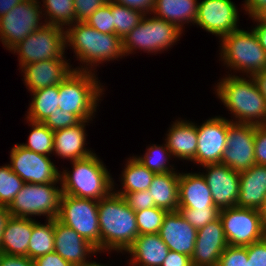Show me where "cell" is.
<instances>
[{"mask_svg":"<svg viewBox=\"0 0 266 266\" xmlns=\"http://www.w3.org/2000/svg\"><path fill=\"white\" fill-rule=\"evenodd\" d=\"M146 150L143 156L136 155L134 157L150 171L156 174L176 172L173 165L169 164V159L172 157V154L166 143L163 145H150Z\"/></svg>","mask_w":266,"mask_h":266,"instance_id":"obj_36","label":"cell"},{"mask_svg":"<svg viewBox=\"0 0 266 266\" xmlns=\"http://www.w3.org/2000/svg\"><path fill=\"white\" fill-rule=\"evenodd\" d=\"M31 93L32 101L26 119L43 123L58 108L59 86H49Z\"/></svg>","mask_w":266,"mask_h":266,"instance_id":"obj_31","label":"cell"},{"mask_svg":"<svg viewBox=\"0 0 266 266\" xmlns=\"http://www.w3.org/2000/svg\"><path fill=\"white\" fill-rule=\"evenodd\" d=\"M100 253L126 252L139 236L135 211L113 191L98 201Z\"/></svg>","mask_w":266,"mask_h":266,"instance_id":"obj_1","label":"cell"},{"mask_svg":"<svg viewBox=\"0 0 266 266\" xmlns=\"http://www.w3.org/2000/svg\"><path fill=\"white\" fill-rule=\"evenodd\" d=\"M54 244V219H46L45 224L36 222L28 245V258L34 260L54 252Z\"/></svg>","mask_w":266,"mask_h":266,"instance_id":"obj_32","label":"cell"},{"mask_svg":"<svg viewBox=\"0 0 266 266\" xmlns=\"http://www.w3.org/2000/svg\"><path fill=\"white\" fill-rule=\"evenodd\" d=\"M179 172L155 174L148 190L156 207L177 211L179 207Z\"/></svg>","mask_w":266,"mask_h":266,"instance_id":"obj_28","label":"cell"},{"mask_svg":"<svg viewBox=\"0 0 266 266\" xmlns=\"http://www.w3.org/2000/svg\"><path fill=\"white\" fill-rule=\"evenodd\" d=\"M41 7H44L42 12L45 13L42 14L46 24L64 28V26L69 27L76 23L74 0H43Z\"/></svg>","mask_w":266,"mask_h":266,"instance_id":"obj_33","label":"cell"},{"mask_svg":"<svg viewBox=\"0 0 266 266\" xmlns=\"http://www.w3.org/2000/svg\"><path fill=\"white\" fill-rule=\"evenodd\" d=\"M254 22H258L253 31L258 38L261 47L266 51V22L262 21L257 15L251 17Z\"/></svg>","mask_w":266,"mask_h":266,"instance_id":"obj_51","label":"cell"},{"mask_svg":"<svg viewBox=\"0 0 266 266\" xmlns=\"http://www.w3.org/2000/svg\"><path fill=\"white\" fill-rule=\"evenodd\" d=\"M165 142L174 158L193 161L197 150L196 123L187 120H176L171 124Z\"/></svg>","mask_w":266,"mask_h":266,"instance_id":"obj_25","label":"cell"},{"mask_svg":"<svg viewBox=\"0 0 266 266\" xmlns=\"http://www.w3.org/2000/svg\"><path fill=\"white\" fill-rule=\"evenodd\" d=\"M178 208H217L201 172L180 173Z\"/></svg>","mask_w":266,"mask_h":266,"instance_id":"obj_24","label":"cell"},{"mask_svg":"<svg viewBox=\"0 0 266 266\" xmlns=\"http://www.w3.org/2000/svg\"><path fill=\"white\" fill-rule=\"evenodd\" d=\"M65 30L66 45H68L66 47H72L77 57L76 60L83 65L74 68L75 70L95 73L94 67L99 64L125 57L122 39L114 33L104 34L85 22H76L65 27Z\"/></svg>","mask_w":266,"mask_h":266,"instance_id":"obj_2","label":"cell"},{"mask_svg":"<svg viewBox=\"0 0 266 266\" xmlns=\"http://www.w3.org/2000/svg\"><path fill=\"white\" fill-rule=\"evenodd\" d=\"M205 178L211 191L214 205L219 209L237 206L240 190V174L222 163L206 164Z\"/></svg>","mask_w":266,"mask_h":266,"instance_id":"obj_17","label":"cell"},{"mask_svg":"<svg viewBox=\"0 0 266 266\" xmlns=\"http://www.w3.org/2000/svg\"><path fill=\"white\" fill-rule=\"evenodd\" d=\"M217 266H249L246 247L228 245L221 254Z\"/></svg>","mask_w":266,"mask_h":266,"instance_id":"obj_41","label":"cell"},{"mask_svg":"<svg viewBox=\"0 0 266 266\" xmlns=\"http://www.w3.org/2000/svg\"><path fill=\"white\" fill-rule=\"evenodd\" d=\"M255 125L227 120L226 149L221 163L237 172L248 170L255 164Z\"/></svg>","mask_w":266,"mask_h":266,"instance_id":"obj_14","label":"cell"},{"mask_svg":"<svg viewBox=\"0 0 266 266\" xmlns=\"http://www.w3.org/2000/svg\"><path fill=\"white\" fill-rule=\"evenodd\" d=\"M117 4L131 9L142 11L144 14H151L155 5V0H111Z\"/></svg>","mask_w":266,"mask_h":266,"instance_id":"obj_48","label":"cell"},{"mask_svg":"<svg viewBox=\"0 0 266 266\" xmlns=\"http://www.w3.org/2000/svg\"><path fill=\"white\" fill-rule=\"evenodd\" d=\"M56 219L74 229L100 252L98 201L62 193Z\"/></svg>","mask_w":266,"mask_h":266,"instance_id":"obj_10","label":"cell"},{"mask_svg":"<svg viewBox=\"0 0 266 266\" xmlns=\"http://www.w3.org/2000/svg\"><path fill=\"white\" fill-rule=\"evenodd\" d=\"M266 7V0H245L243 9L249 18L257 15L262 9Z\"/></svg>","mask_w":266,"mask_h":266,"instance_id":"obj_52","label":"cell"},{"mask_svg":"<svg viewBox=\"0 0 266 266\" xmlns=\"http://www.w3.org/2000/svg\"><path fill=\"white\" fill-rule=\"evenodd\" d=\"M66 30L52 24H44L10 51L18 55L20 70L24 65L35 62L66 58Z\"/></svg>","mask_w":266,"mask_h":266,"instance_id":"obj_8","label":"cell"},{"mask_svg":"<svg viewBox=\"0 0 266 266\" xmlns=\"http://www.w3.org/2000/svg\"><path fill=\"white\" fill-rule=\"evenodd\" d=\"M84 266H108V265H104V264H101V263H96L94 261H91V262H88L87 264H85Z\"/></svg>","mask_w":266,"mask_h":266,"instance_id":"obj_58","label":"cell"},{"mask_svg":"<svg viewBox=\"0 0 266 266\" xmlns=\"http://www.w3.org/2000/svg\"><path fill=\"white\" fill-rule=\"evenodd\" d=\"M252 77L255 80L258 89L260 90V92L262 93L263 97L266 100V70L256 73Z\"/></svg>","mask_w":266,"mask_h":266,"instance_id":"obj_54","label":"cell"},{"mask_svg":"<svg viewBox=\"0 0 266 266\" xmlns=\"http://www.w3.org/2000/svg\"><path fill=\"white\" fill-rule=\"evenodd\" d=\"M11 217L8 207L0 205V251L2 244V235L8 219Z\"/></svg>","mask_w":266,"mask_h":266,"instance_id":"obj_53","label":"cell"},{"mask_svg":"<svg viewBox=\"0 0 266 266\" xmlns=\"http://www.w3.org/2000/svg\"><path fill=\"white\" fill-rule=\"evenodd\" d=\"M219 218L228 245L246 247L265 237L259 210L234 206L220 210Z\"/></svg>","mask_w":266,"mask_h":266,"instance_id":"obj_12","label":"cell"},{"mask_svg":"<svg viewBox=\"0 0 266 266\" xmlns=\"http://www.w3.org/2000/svg\"><path fill=\"white\" fill-rule=\"evenodd\" d=\"M108 0H74L76 22H85L99 7Z\"/></svg>","mask_w":266,"mask_h":266,"instance_id":"obj_44","label":"cell"},{"mask_svg":"<svg viewBox=\"0 0 266 266\" xmlns=\"http://www.w3.org/2000/svg\"><path fill=\"white\" fill-rule=\"evenodd\" d=\"M197 0H155L151 14L176 24L182 31L184 24L195 25L198 11Z\"/></svg>","mask_w":266,"mask_h":266,"instance_id":"obj_29","label":"cell"},{"mask_svg":"<svg viewBox=\"0 0 266 266\" xmlns=\"http://www.w3.org/2000/svg\"><path fill=\"white\" fill-rule=\"evenodd\" d=\"M113 15L111 13V0L98 8L85 23L104 34L113 33Z\"/></svg>","mask_w":266,"mask_h":266,"instance_id":"obj_40","label":"cell"},{"mask_svg":"<svg viewBox=\"0 0 266 266\" xmlns=\"http://www.w3.org/2000/svg\"><path fill=\"white\" fill-rule=\"evenodd\" d=\"M94 72L73 70L59 84L58 107L80 121L93 120L104 88Z\"/></svg>","mask_w":266,"mask_h":266,"instance_id":"obj_5","label":"cell"},{"mask_svg":"<svg viewBox=\"0 0 266 266\" xmlns=\"http://www.w3.org/2000/svg\"><path fill=\"white\" fill-rule=\"evenodd\" d=\"M248 78L231 73L217 82L215 94L235 117L232 122L265 125L266 100L253 77Z\"/></svg>","mask_w":266,"mask_h":266,"instance_id":"obj_3","label":"cell"},{"mask_svg":"<svg viewBox=\"0 0 266 266\" xmlns=\"http://www.w3.org/2000/svg\"><path fill=\"white\" fill-rule=\"evenodd\" d=\"M34 266H72L55 251L46 255L37 257L33 260Z\"/></svg>","mask_w":266,"mask_h":266,"instance_id":"obj_47","label":"cell"},{"mask_svg":"<svg viewBox=\"0 0 266 266\" xmlns=\"http://www.w3.org/2000/svg\"><path fill=\"white\" fill-rule=\"evenodd\" d=\"M161 266H193L191 257L169 250L168 255Z\"/></svg>","mask_w":266,"mask_h":266,"instance_id":"obj_49","label":"cell"},{"mask_svg":"<svg viewBox=\"0 0 266 266\" xmlns=\"http://www.w3.org/2000/svg\"><path fill=\"white\" fill-rule=\"evenodd\" d=\"M255 164L266 166V124L255 125Z\"/></svg>","mask_w":266,"mask_h":266,"instance_id":"obj_45","label":"cell"},{"mask_svg":"<svg viewBox=\"0 0 266 266\" xmlns=\"http://www.w3.org/2000/svg\"><path fill=\"white\" fill-rule=\"evenodd\" d=\"M197 150L195 163L198 165L221 163L226 149L227 119L216 116L207 119L203 124H196Z\"/></svg>","mask_w":266,"mask_h":266,"instance_id":"obj_16","label":"cell"},{"mask_svg":"<svg viewBox=\"0 0 266 266\" xmlns=\"http://www.w3.org/2000/svg\"><path fill=\"white\" fill-rule=\"evenodd\" d=\"M123 197L128 206L135 212L155 207L154 200L151 199L150 191L148 189L145 191L125 193Z\"/></svg>","mask_w":266,"mask_h":266,"instance_id":"obj_43","label":"cell"},{"mask_svg":"<svg viewBox=\"0 0 266 266\" xmlns=\"http://www.w3.org/2000/svg\"><path fill=\"white\" fill-rule=\"evenodd\" d=\"M40 4L39 0H25L0 17V39L7 50L45 24Z\"/></svg>","mask_w":266,"mask_h":266,"instance_id":"obj_11","label":"cell"},{"mask_svg":"<svg viewBox=\"0 0 266 266\" xmlns=\"http://www.w3.org/2000/svg\"><path fill=\"white\" fill-rule=\"evenodd\" d=\"M146 14L141 22L122 38L125 56L134 50L162 53L179 41L183 31L174 23Z\"/></svg>","mask_w":266,"mask_h":266,"instance_id":"obj_7","label":"cell"},{"mask_svg":"<svg viewBox=\"0 0 266 266\" xmlns=\"http://www.w3.org/2000/svg\"><path fill=\"white\" fill-rule=\"evenodd\" d=\"M36 222L33 218L11 216L4 228L0 253L28 257V245Z\"/></svg>","mask_w":266,"mask_h":266,"instance_id":"obj_27","label":"cell"},{"mask_svg":"<svg viewBox=\"0 0 266 266\" xmlns=\"http://www.w3.org/2000/svg\"><path fill=\"white\" fill-rule=\"evenodd\" d=\"M238 9L231 0L198 2L195 24L220 39L238 28Z\"/></svg>","mask_w":266,"mask_h":266,"instance_id":"obj_15","label":"cell"},{"mask_svg":"<svg viewBox=\"0 0 266 266\" xmlns=\"http://www.w3.org/2000/svg\"><path fill=\"white\" fill-rule=\"evenodd\" d=\"M167 210L152 207L135 212L139 235L156 234L159 232Z\"/></svg>","mask_w":266,"mask_h":266,"instance_id":"obj_38","label":"cell"},{"mask_svg":"<svg viewBox=\"0 0 266 266\" xmlns=\"http://www.w3.org/2000/svg\"><path fill=\"white\" fill-rule=\"evenodd\" d=\"M25 182L14 173L9 164L0 166V205L9 207Z\"/></svg>","mask_w":266,"mask_h":266,"instance_id":"obj_37","label":"cell"},{"mask_svg":"<svg viewBox=\"0 0 266 266\" xmlns=\"http://www.w3.org/2000/svg\"><path fill=\"white\" fill-rule=\"evenodd\" d=\"M0 266H34L27 256H15L0 253Z\"/></svg>","mask_w":266,"mask_h":266,"instance_id":"obj_50","label":"cell"},{"mask_svg":"<svg viewBox=\"0 0 266 266\" xmlns=\"http://www.w3.org/2000/svg\"><path fill=\"white\" fill-rule=\"evenodd\" d=\"M121 173V190L114 191L115 182L113 180V192L120 196L125 193L147 190L156 174L140 163L134 156L128 158Z\"/></svg>","mask_w":266,"mask_h":266,"instance_id":"obj_30","label":"cell"},{"mask_svg":"<svg viewBox=\"0 0 266 266\" xmlns=\"http://www.w3.org/2000/svg\"><path fill=\"white\" fill-rule=\"evenodd\" d=\"M168 252L158 233L139 235L126 250L131 255L129 265L132 266H161Z\"/></svg>","mask_w":266,"mask_h":266,"instance_id":"obj_26","label":"cell"},{"mask_svg":"<svg viewBox=\"0 0 266 266\" xmlns=\"http://www.w3.org/2000/svg\"><path fill=\"white\" fill-rule=\"evenodd\" d=\"M237 29L219 39L220 58L226 67L246 73V77L266 70V51L255 32Z\"/></svg>","mask_w":266,"mask_h":266,"instance_id":"obj_6","label":"cell"},{"mask_svg":"<svg viewBox=\"0 0 266 266\" xmlns=\"http://www.w3.org/2000/svg\"><path fill=\"white\" fill-rule=\"evenodd\" d=\"M113 33L119 38L125 37L146 15L142 11L131 9L111 1Z\"/></svg>","mask_w":266,"mask_h":266,"instance_id":"obj_34","label":"cell"},{"mask_svg":"<svg viewBox=\"0 0 266 266\" xmlns=\"http://www.w3.org/2000/svg\"><path fill=\"white\" fill-rule=\"evenodd\" d=\"M10 168L25 183H61L60 172L49 156L38 154L20 144L10 151Z\"/></svg>","mask_w":266,"mask_h":266,"instance_id":"obj_13","label":"cell"},{"mask_svg":"<svg viewBox=\"0 0 266 266\" xmlns=\"http://www.w3.org/2000/svg\"><path fill=\"white\" fill-rule=\"evenodd\" d=\"M259 213H260V217H261V221H262V226H263L264 232L266 234V197L263 201L262 206L259 208Z\"/></svg>","mask_w":266,"mask_h":266,"instance_id":"obj_56","label":"cell"},{"mask_svg":"<svg viewBox=\"0 0 266 266\" xmlns=\"http://www.w3.org/2000/svg\"><path fill=\"white\" fill-rule=\"evenodd\" d=\"M239 174L240 190L237 207L259 210L266 197V166L254 164Z\"/></svg>","mask_w":266,"mask_h":266,"instance_id":"obj_23","label":"cell"},{"mask_svg":"<svg viewBox=\"0 0 266 266\" xmlns=\"http://www.w3.org/2000/svg\"><path fill=\"white\" fill-rule=\"evenodd\" d=\"M65 58L50 59L24 65L23 81L28 91L59 86V84L74 70ZM72 67V68H71Z\"/></svg>","mask_w":266,"mask_h":266,"instance_id":"obj_20","label":"cell"},{"mask_svg":"<svg viewBox=\"0 0 266 266\" xmlns=\"http://www.w3.org/2000/svg\"><path fill=\"white\" fill-rule=\"evenodd\" d=\"M227 246L222 222L218 217L197 230L195 248L191 256L192 265L217 266Z\"/></svg>","mask_w":266,"mask_h":266,"instance_id":"obj_18","label":"cell"},{"mask_svg":"<svg viewBox=\"0 0 266 266\" xmlns=\"http://www.w3.org/2000/svg\"><path fill=\"white\" fill-rule=\"evenodd\" d=\"M57 184L25 183L8 207L11 216L31 218L43 215L46 219H56L62 194Z\"/></svg>","mask_w":266,"mask_h":266,"instance_id":"obj_9","label":"cell"},{"mask_svg":"<svg viewBox=\"0 0 266 266\" xmlns=\"http://www.w3.org/2000/svg\"><path fill=\"white\" fill-rule=\"evenodd\" d=\"M169 250L192 256L197 230L177 211H168L158 232Z\"/></svg>","mask_w":266,"mask_h":266,"instance_id":"obj_21","label":"cell"},{"mask_svg":"<svg viewBox=\"0 0 266 266\" xmlns=\"http://www.w3.org/2000/svg\"><path fill=\"white\" fill-rule=\"evenodd\" d=\"M26 121L27 123L29 122L32 130L30 131L28 142L20 145L38 154L50 156L53 153L54 132L42 122H34L27 119Z\"/></svg>","mask_w":266,"mask_h":266,"instance_id":"obj_35","label":"cell"},{"mask_svg":"<svg viewBox=\"0 0 266 266\" xmlns=\"http://www.w3.org/2000/svg\"><path fill=\"white\" fill-rule=\"evenodd\" d=\"M257 16L262 20L266 22V7L262 9Z\"/></svg>","mask_w":266,"mask_h":266,"instance_id":"obj_57","label":"cell"},{"mask_svg":"<svg viewBox=\"0 0 266 266\" xmlns=\"http://www.w3.org/2000/svg\"><path fill=\"white\" fill-rule=\"evenodd\" d=\"M184 219L196 230L207 225L219 217L218 208H178Z\"/></svg>","mask_w":266,"mask_h":266,"instance_id":"obj_39","label":"cell"},{"mask_svg":"<svg viewBox=\"0 0 266 266\" xmlns=\"http://www.w3.org/2000/svg\"><path fill=\"white\" fill-rule=\"evenodd\" d=\"M54 241V251L72 266H84L91 255L99 253L94 245L57 219H54Z\"/></svg>","mask_w":266,"mask_h":266,"instance_id":"obj_19","label":"cell"},{"mask_svg":"<svg viewBox=\"0 0 266 266\" xmlns=\"http://www.w3.org/2000/svg\"><path fill=\"white\" fill-rule=\"evenodd\" d=\"M80 120L72 113L61 110L59 107L43 122L53 132L78 124Z\"/></svg>","mask_w":266,"mask_h":266,"instance_id":"obj_42","label":"cell"},{"mask_svg":"<svg viewBox=\"0 0 266 266\" xmlns=\"http://www.w3.org/2000/svg\"><path fill=\"white\" fill-rule=\"evenodd\" d=\"M249 266H266V237L246 246Z\"/></svg>","mask_w":266,"mask_h":266,"instance_id":"obj_46","label":"cell"},{"mask_svg":"<svg viewBox=\"0 0 266 266\" xmlns=\"http://www.w3.org/2000/svg\"><path fill=\"white\" fill-rule=\"evenodd\" d=\"M91 120L80 121L78 124L54 131L53 155L70 159V162L86 158L94 152L86 149V124Z\"/></svg>","mask_w":266,"mask_h":266,"instance_id":"obj_22","label":"cell"},{"mask_svg":"<svg viewBox=\"0 0 266 266\" xmlns=\"http://www.w3.org/2000/svg\"><path fill=\"white\" fill-rule=\"evenodd\" d=\"M71 163L72 171L60 172L63 194L99 201L113 191V178L96 153Z\"/></svg>","mask_w":266,"mask_h":266,"instance_id":"obj_4","label":"cell"},{"mask_svg":"<svg viewBox=\"0 0 266 266\" xmlns=\"http://www.w3.org/2000/svg\"><path fill=\"white\" fill-rule=\"evenodd\" d=\"M25 0H0V17L8 13L13 7Z\"/></svg>","mask_w":266,"mask_h":266,"instance_id":"obj_55","label":"cell"}]
</instances>
